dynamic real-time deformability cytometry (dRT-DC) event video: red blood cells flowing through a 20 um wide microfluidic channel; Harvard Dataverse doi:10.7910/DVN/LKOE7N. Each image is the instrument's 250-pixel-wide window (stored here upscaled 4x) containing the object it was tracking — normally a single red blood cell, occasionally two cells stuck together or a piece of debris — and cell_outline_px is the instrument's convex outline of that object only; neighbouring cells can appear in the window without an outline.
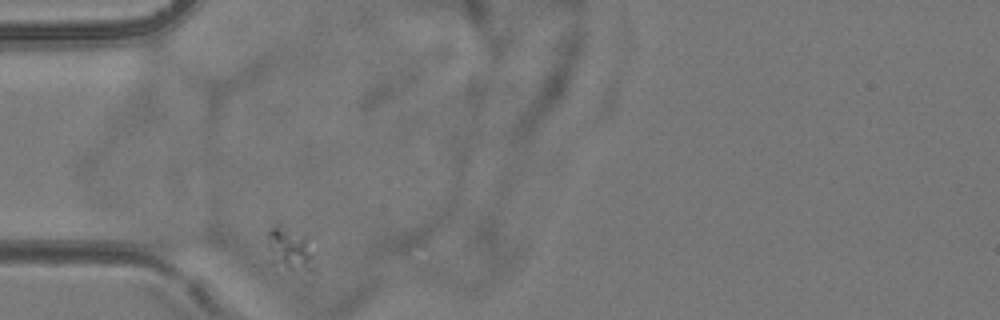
{"species": "common noctule bat (a hibernating species)", "species_latin": "Nyctalus noctula", "temperature_condition": "room temperature", "stored_images_in_passage": 2, "camera_frame_rate_fps": 3000, "um_per_image_px": 0.085, "animal": {"sex": "female", "body_mass_g": 24.6, "forearm_length_mm": 56.2}, "frame": {"image": 1, "passage_image": 1, "time_ms": 0.0, "image_size_px": [1000, 320], "cell_outline_px": [[316, 272], [312, 280], [272, 264], [268, 248], [268, 232], [272, 228], [280, 228], [308, 236], [316, 264]], "centroid_in_image_um": [24.8, 21.44], "position_along_channel_um": 60.2, "area_um2": 12.77}}
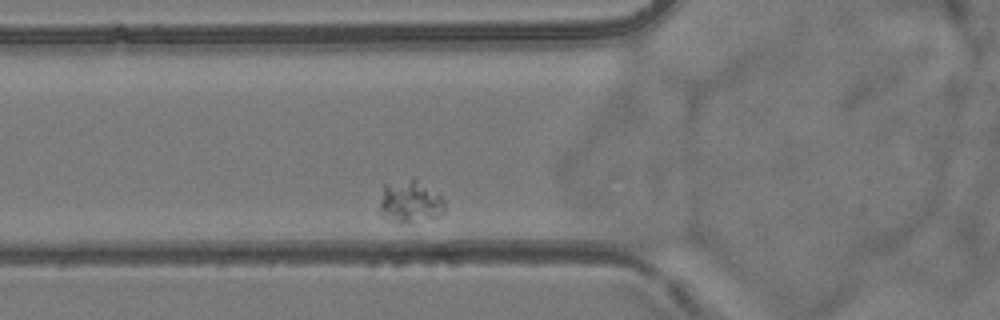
{"frame": {"image": 2, "passage_image": 2, "time_ms": 1.0, "image_size_px": [1000, 320], "cell_outline_px": [[444, 212], [440, 216], [400, 224], [396, 224], [380, 216], [380, 200], [384, 184], [412, 176], [416, 176], [440, 192], [444, 200]], "centroid_in_image_um": [34.87, 17.09], "position_along_channel_um": 90.9, "area_um2": 17.05}}